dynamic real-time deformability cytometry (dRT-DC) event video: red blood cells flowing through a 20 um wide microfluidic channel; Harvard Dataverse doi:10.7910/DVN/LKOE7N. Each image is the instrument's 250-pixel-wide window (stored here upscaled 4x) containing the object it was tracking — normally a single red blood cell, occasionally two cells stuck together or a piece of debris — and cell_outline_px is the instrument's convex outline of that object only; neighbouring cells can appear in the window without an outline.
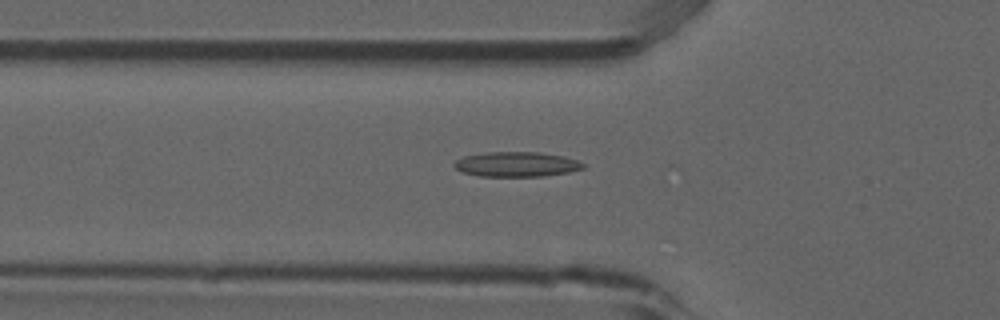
{"species": "common noctule bat (a hibernating species)", "species_latin": "Nyctalus noctula", "temperature_condition": "room temperature", "stored_images_in_passage": 4, "camera_frame_rate_fps": 3000, "um_per_image_px": 0.085, "animal": {"sex": "male", "forearm_length_mm": 52.5}, "frame": {"image": 1, "passage_image": 4, "time_ms": 1.0, "image_size_px": [1000, 320], "cell_outline_px": [[584, 168], [568, 172], [544, 176], [480, 176], [464, 172], [456, 168], [452, 164], [456, 160], [464, 156], [488, 152], [540, 152], [564, 156], [576, 160], [584, 164]], "centroid_in_image_um": [43.91, 13.96], "position_along_channel_um": 81.9, "area_um2": 18.55}}